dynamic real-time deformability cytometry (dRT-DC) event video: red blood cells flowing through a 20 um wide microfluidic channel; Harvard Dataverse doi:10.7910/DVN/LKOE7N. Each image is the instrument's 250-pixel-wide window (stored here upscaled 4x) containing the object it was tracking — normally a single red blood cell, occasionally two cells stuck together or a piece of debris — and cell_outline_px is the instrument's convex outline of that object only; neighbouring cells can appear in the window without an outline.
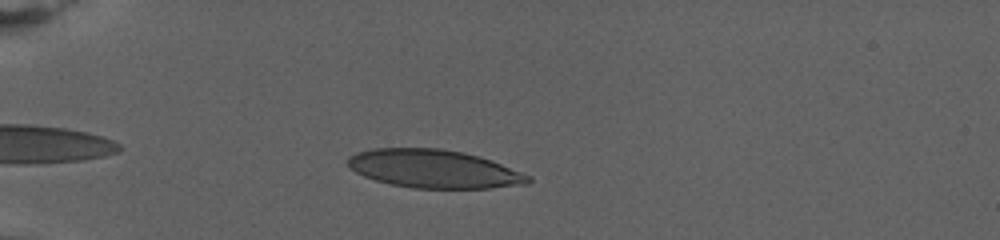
{"species": "human", "species_latin": "Homo sapiens", "temperature_condition": "warm", "stored_images_in_passage": 60, "camera_frame_rate_fps": 3000, "um_per_image_px": 0.085, "donor": {"sex": "female"}, "frame": {"image": 1, "passage_image": 7, "time_ms": 2.0, "image_size_px": [1000, 240], "cell_outline_px": [[532, 180], [528, 184], [488, 188], [412, 188], [392, 184], [376, 180], [364, 176], [348, 168], [348, 160], [356, 152], [376, 148], [440, 148], [464, 152], [500, 164], [532, 176]], "centroid_in_image_um": [36.88, 14.36], "position_along_channel_um": 48.1, "area_um2": 39.94}}
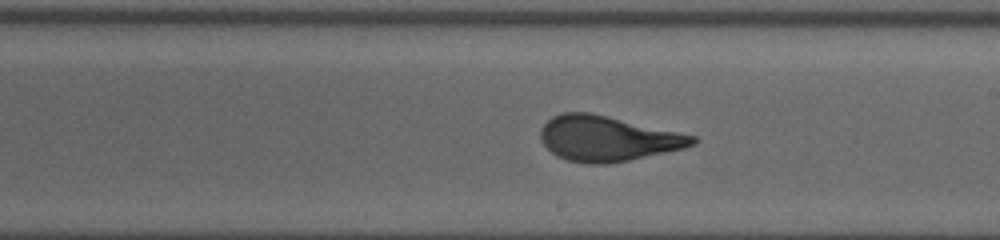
{"frame": {"image": 2, "passage_image": 31, "time_ms": 10.0, "image_size_px": [1000, 240], "cell_outline_px": [[696, 144], [684, 148], [628, 160], [608, 164], [588, 164], [564, 160], [556, 156], [544, 144], [540, 136], [540, 132], [544, 124], [552, 116], [564, 112], [592, 112], [696, 136]], "centroid_in_image_um": [51.62, 11.77], "position_along_channel_um": 237.4, "area_um2": 40.0}}
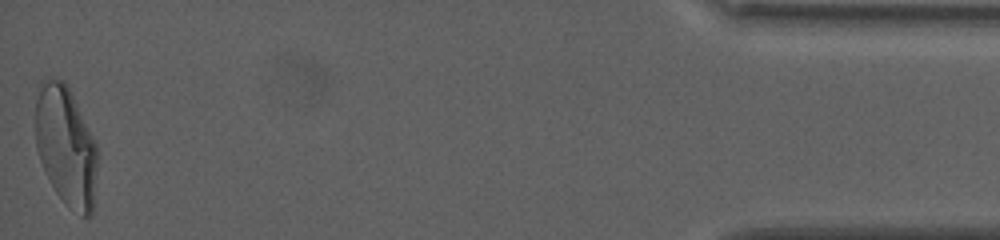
{"frame": {"image": 3, "passage_image": 60, "time_ms": 19.667, "image_size_px": [1000, 240], "cell_outline_px": [[96, 168], [92, 216], [88, 220], [80, 216], [68, 208], [56, 192], [40, 160], [36, 148], [36, 100], [40, 80], [64, 80], [96, 144]], "centroid_in_image_um": [5.59, 12.48], "position_along_channel_um": 429.6, "area_um2": 42.6}, "authors_computed_cell_mechanics": {"area_um2": 40.1421, "velocity_mm_per_s": 2.8057, "shape_relaxation_time_tau1_ms": 7.0631, "shape_relaxation_time_tau2_ms": null, "deformation_change_tau1": 0.2385, "deformation_change_tau2": null}}